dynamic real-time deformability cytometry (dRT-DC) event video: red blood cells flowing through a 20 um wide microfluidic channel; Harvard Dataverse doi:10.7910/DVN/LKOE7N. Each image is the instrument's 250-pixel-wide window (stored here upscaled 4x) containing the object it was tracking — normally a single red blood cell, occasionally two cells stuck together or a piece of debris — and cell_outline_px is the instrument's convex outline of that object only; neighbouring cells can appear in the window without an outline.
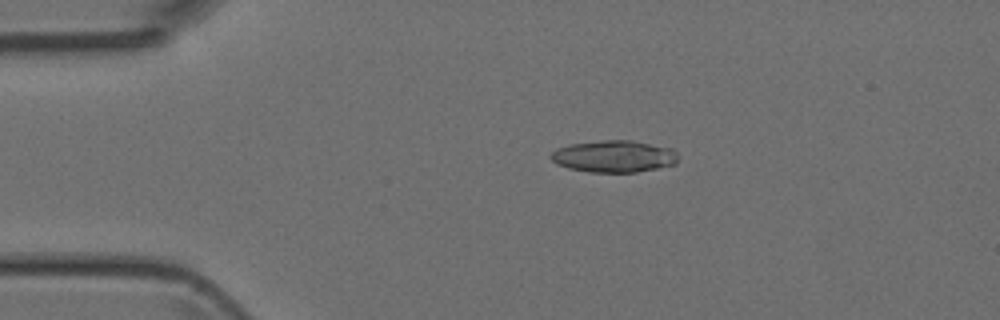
{"species": "Egyptian fruit bat (a non-hibernating species)", "species_latin": "Rousettus aegyptiacus", "temperature_condition": "room temperature", "stored_images_in_passage": 6, "camera_frame_rate_fps": 3000, "um_per_image_px": 0.085, "animal": {"sex": "female"}, "frame": {"image": 1, "passage_image": 3, "time_ms": 2.333, "image_size_px": [1000, 320], "cell_outline_px": [[676, 164], [636, 172], [588, 172], [568, 168], [556, 164], [548, 156], [556, 148], [568, 144], [604, 140], [632, 140], [672, 148], [676, 152]], "centroid_in_image_um": [52.14, 13.28], "position_along_channel_um": 32.9, "area_um2": 23.76}}